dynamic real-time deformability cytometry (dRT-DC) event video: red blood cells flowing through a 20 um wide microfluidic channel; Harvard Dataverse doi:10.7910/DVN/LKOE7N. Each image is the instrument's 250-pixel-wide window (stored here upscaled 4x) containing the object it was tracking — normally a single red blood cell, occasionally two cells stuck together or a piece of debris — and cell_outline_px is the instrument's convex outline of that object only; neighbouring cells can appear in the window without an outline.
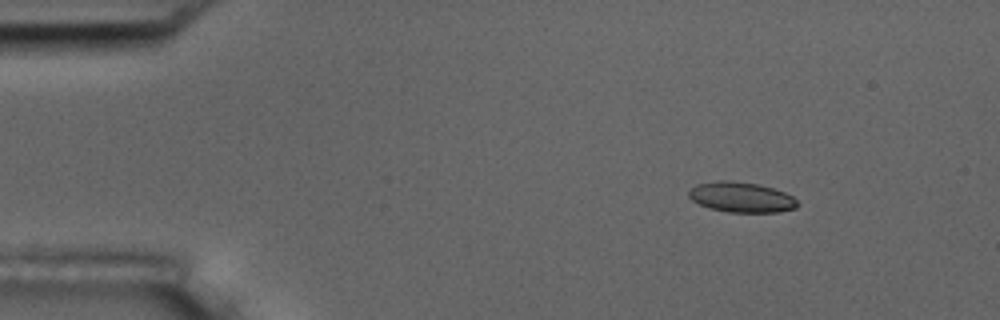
{"species": "common noctule bat (a hibernating species)", "species_latin": "Nyctalus noctula", "temperature_condition": "room temperature", "stored_images_in_passage": 4, "camera_frame_rate_fps": 3000, "um_per_image_px": 0.085, "animal": {"sex": "male", "body_mass_g": 17.5, "forearm_length_mm": 52.3}, "frame": {"image": 1, "passage_image": 2, "time_ms": 1.0, "image_size_px": [1000, 320], "cell_outline_px": [[800, 204], [796, 208], [776, 212], [728, 212], [712, 208], [700, 204], [692, 200], [688, 196], [688, 192], [696, 184], [720, 180], [732, 180], [760, 184], [784, 192], [792, 196]], "centroid_in_image_um": [63.02, 16.75], "position_along_channel_um": 22.0, "area_um2": 19.13}}